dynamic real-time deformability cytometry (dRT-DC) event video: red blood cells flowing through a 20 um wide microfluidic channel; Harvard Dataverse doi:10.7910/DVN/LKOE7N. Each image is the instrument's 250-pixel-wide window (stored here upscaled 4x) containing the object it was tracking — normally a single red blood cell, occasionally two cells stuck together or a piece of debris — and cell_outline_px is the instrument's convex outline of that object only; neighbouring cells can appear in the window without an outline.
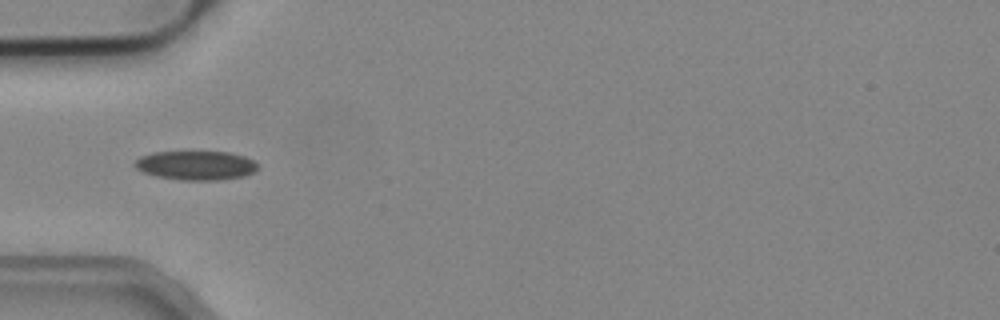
{"species": "common noctule bat (a hibernating species)", "species_latin": "Nyctalus noctula", "temperature_condition": "cold", "stored_images_in_passage": 9, "camera_frame_rate_fps": 3000, "um_per_image_px": 0.085, "animal": {"sex": "male", "body_mass_g": 19.2, "forearm_length_mm": 51.8}, "frame": {"image": 1, "passage_image": 6, "time_ms": 1.667, "image_size_px": [1000, 320], "cell_outline_px": [[256, 168], [252, 172], [244, 176], [224, 180], [180, 180], [156, 176], [144, 172], [136, 168], [132, 164], [140, 156], [152, 152], [228, 152], [244, 156], [252, 160], [256, 164]], "centroid_in_image_um": [16.61, 14.06], "position_along_channel_um": 68.4, "area_um2": 20.81}}